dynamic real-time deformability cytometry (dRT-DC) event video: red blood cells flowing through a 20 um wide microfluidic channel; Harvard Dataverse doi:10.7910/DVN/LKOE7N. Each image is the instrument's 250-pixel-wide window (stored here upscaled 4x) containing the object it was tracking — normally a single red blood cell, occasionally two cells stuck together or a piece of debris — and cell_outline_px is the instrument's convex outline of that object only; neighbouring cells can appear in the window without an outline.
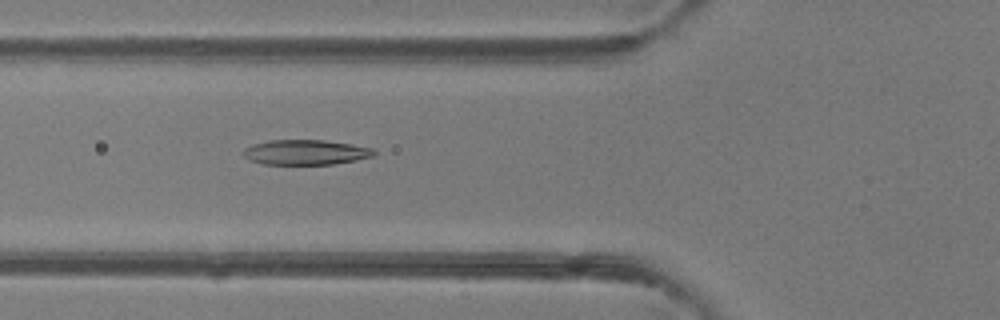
{"species": "common noctule bat (a hibernating species)", "species_latin": "Nyctalus noctula", "temperature_condition": "room temperature", "stored_images_in_passage": 29, "camera_frame_rate_fps": 3000, "um_per_image_px": 0.085, "animal": {"sex": "female"}, "frame": {"image": 1, "passage_image": 3, "time_ms": 0.667, "image_size_px": [1000, 320], "cell_outline_px": [[376, 152], [372, 156], [356, 160], [332, 164], [264, 164], [248, 160], [240, 152], [244, 148], [252, 144], [268, 140], [324, 140], [352, 144], [372, 148]], "centroid_in_image_um": [25.92, 12.94], "position_along_channel_um": 99.9, "area_um2": 19.13}}
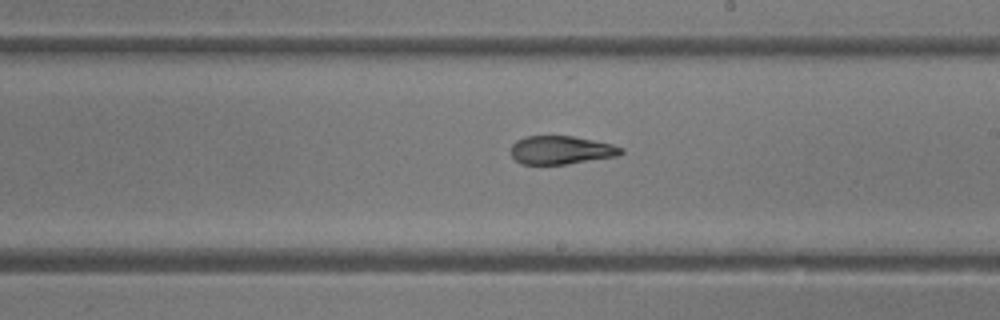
{"frame": {"image": 2, "passage_image": 13, "time_ms": 4.0, "image_size_px": [1000, 320], "cell_outline_px": [[624, 152], [616, 156], [568, 164], [520, 164], [512, 156], [512, 144], [516, 140], [524, 136], [572, 136], [612, 144], [624, 148]], "centroid_in_image_um": [47.69, 12.75], "position_along_channel_um": 241.3, "area_um2": 18.15}}
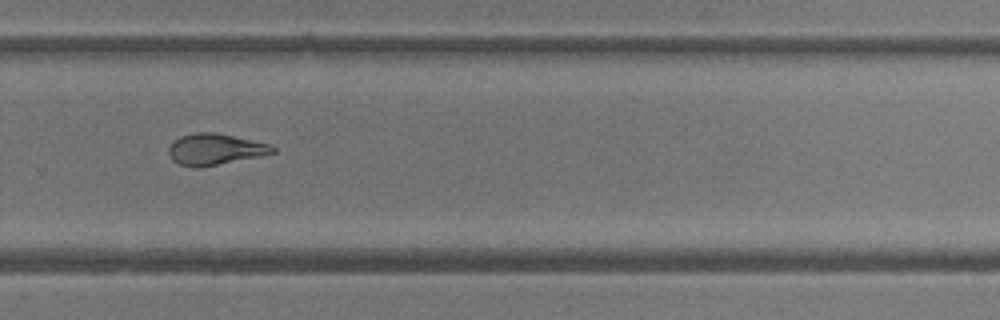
{"frame": {"image": 3, "passage_image": 18, "time_ms": 5.667, "image_size_px": [1000, 320], "cell_outline_px": [[276, 152], [260, 156], [200, 168], [192, 168], [180, 164], [172, 160], [168, 152], [168, 148], [180, 136], [196, 132], [216, 132], [252, 140], [268, 144], [276, 148]], "centroid_in_image_um": [18.27, 12.7], "position_along_channel_um": 311.5, "area_um2": 18.9}, "authors_computed_cell_mechanics": {"area_um2": 19.1318, "velocity_mm_per_s": 4.2319, "shape_relaxation_time_tau1_ms": 8.2021, "shape_relaxation_time_tau2_ms": 0.9804, "deformation_change_tau1": 0.2687, "deformation_change_tau2": 0.0866}}